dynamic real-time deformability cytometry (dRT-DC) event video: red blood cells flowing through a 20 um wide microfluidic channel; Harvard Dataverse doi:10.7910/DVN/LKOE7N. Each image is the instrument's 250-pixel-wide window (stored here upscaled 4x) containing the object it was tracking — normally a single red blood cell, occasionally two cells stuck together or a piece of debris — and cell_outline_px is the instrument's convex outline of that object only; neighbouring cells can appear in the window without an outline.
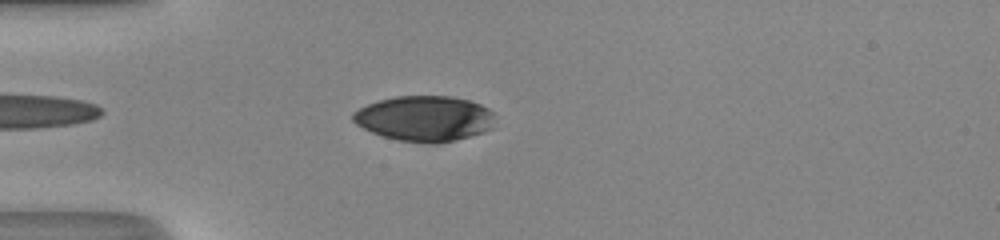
{"species": "human", "species_latin": "Homo sapiens", "temperature_condition": "room temperature", "stored_images_in_passage": 36, "camera_frame_rate_fps": 3000, "um_per_image_px": 0.085, "donor": {"sex": "male"}, "frame": {"image": 1, "passage_image": 4, "time_ms": 1.0, "image_size_px": [1000, 240], "cell_outline_px": [[492, 128], [484, 132], [436, 144], [424, 144], [396, 140], [372, 132], [356, 124], [352, 120], [352, 112], [368, 104], [380, 100], [396, 96], [452, 96], [468, 100], [480, 104], [488, 108], [492, 112]], "centroid_in_image_um": [36.06, 10.08], "position_along_channel_um": 48.9, "area_um2": 37.51}}
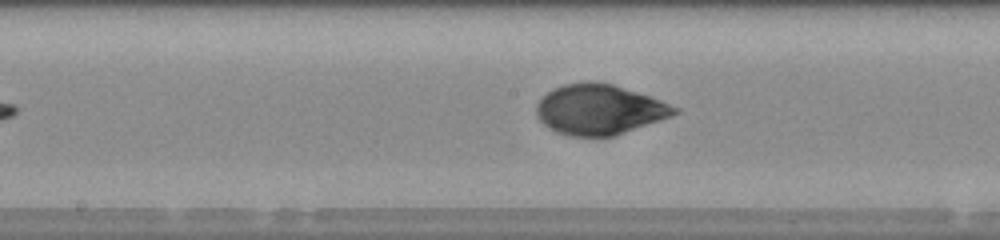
{"frame": {"image": 2, "passage_image": 16, "time_ms": 5.0, "image_size_px": [1000, 240], "cell_outline_px": [[680, 112], [672, 116], [616, 136], [572, 136], [556, 132], [548, 128], [536, 116], [536, 104], [548, 92], [564, 84], [588, 80], [592, 80], [612, 84], [660, 100], [680, 108]], "centroid_in_image_um": [50.95, 9.31], "position_along_channel_um": 197.3, "area_um2": 40.4}}
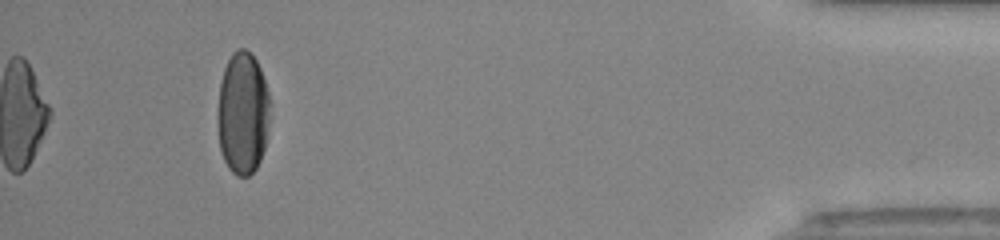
{"frame": {"image": 3, "passage_image": 36, "time_ms": 11.667, "image_size_px": [1000, 240], "cell_outline_px": [[268, 128], [264, 148], [260, 160], [256, 168], [248, 176], [236, 176], [228, 168], [220, 152], [216, 120], [216, 116], [220, 80], [224, 68], [232, 52], [236, 48], [244, 48], [256, 60], [260, 68], [268, 92]], "centroid_in_image_um": [20.59, 9.63], "position_along_channel_um": 414.6, "area_um2": 37.69}, "authors_computed_cell_mechanics": {"area_um2": 40.1132, "velocity_mm_per_s": 4.1883, "shape_relaxation_time_tau1_ms": 4.9938, "shape_relaxation_time_tau2_ms": 0.778, "deformation_change_tau1": 0.1998, "deformation_change_tau2": 0.038}}